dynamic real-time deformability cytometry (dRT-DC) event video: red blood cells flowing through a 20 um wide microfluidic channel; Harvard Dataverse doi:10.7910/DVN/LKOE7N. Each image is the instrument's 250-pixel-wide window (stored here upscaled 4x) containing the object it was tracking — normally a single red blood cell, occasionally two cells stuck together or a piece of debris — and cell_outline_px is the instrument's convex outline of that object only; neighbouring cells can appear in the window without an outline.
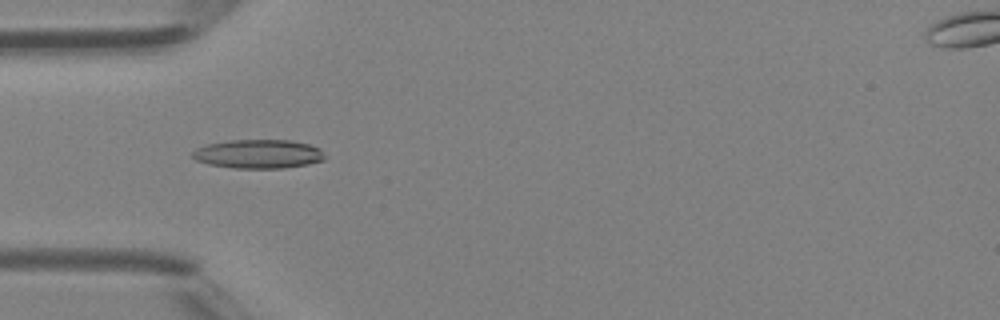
{"species": "Egyptian fruit bat (a non-hibernating species)", "species_latin": "Rousettus aegyptiacus", "temperature_condition": "room temperature", "stored_images_in_passage": 47, "camera_frame_rate_fps": 3000, "um_per_image_px": 0.085, "animal": {"sex": "female"}, "frame": {"image": 1, "passage_image": 15, "time_ms": 4.667, "image_size_px": [1000, 320], "cell_outline_px": [[324, 160], [308, 164], [284, 168], [232, 168], [208, 164], [196, 160], [192, 156], [192, 152], [196, 148], [208, 144], [228, 140], [288, 140], [308, 144], [320, 148], [324, 156]], "centroid_in_image_um": [21.94, 13.09], "position_along_channel_um": 63.1, "area_um2": 22.25}}
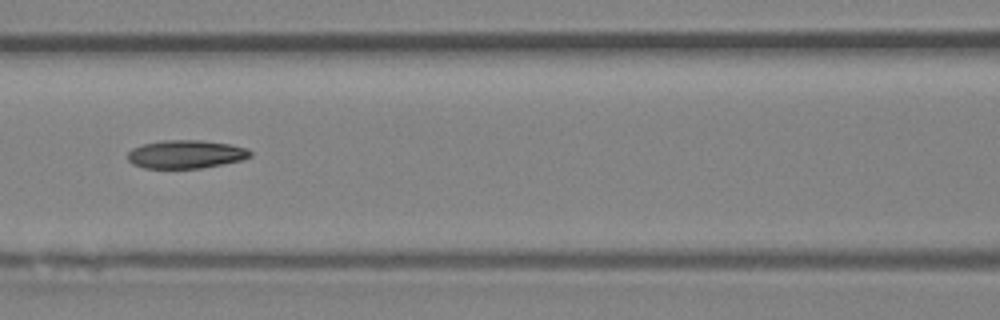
{"frame": {"image": 2, "passage_image": 21, "time_ms": 6.667, "image_size_px": [1000, 320], "cell_outline_px": [[252, 156], [244, 160], [200, 168], [144, 168], [132, 164], [128, 160], [128, 152], [132, 148], [144, 144], [160, 140], [200, 140], [228, 144], [248, 148], [252, 152]], "centroid_in_image_um": [15.81, 13.11], "position_along_channel_um": 150.8, "area_um2": 20.29}}
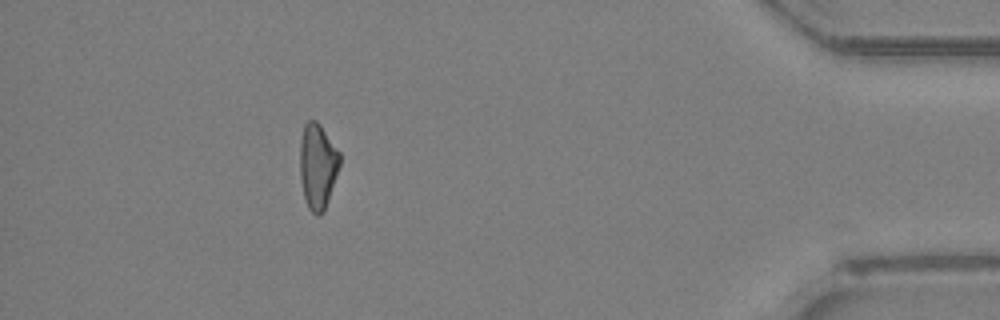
{"frame": {"image": 3, "passage_image": 42, "time_ms": 13.667, "image_size_px": [1000, 320], "cell_outline_px": [[340, 164], [324, 212], [316, 216], [308, 208], [304, 196], [300, 176], [300, 140], [304, 124], [308, 120], [316, 120], [320, 124], [340, 152]], "centroid_in_image_um": [26.99, 14.1], "position_along_channel_um": 408.2, "area_um2": 19.83}}